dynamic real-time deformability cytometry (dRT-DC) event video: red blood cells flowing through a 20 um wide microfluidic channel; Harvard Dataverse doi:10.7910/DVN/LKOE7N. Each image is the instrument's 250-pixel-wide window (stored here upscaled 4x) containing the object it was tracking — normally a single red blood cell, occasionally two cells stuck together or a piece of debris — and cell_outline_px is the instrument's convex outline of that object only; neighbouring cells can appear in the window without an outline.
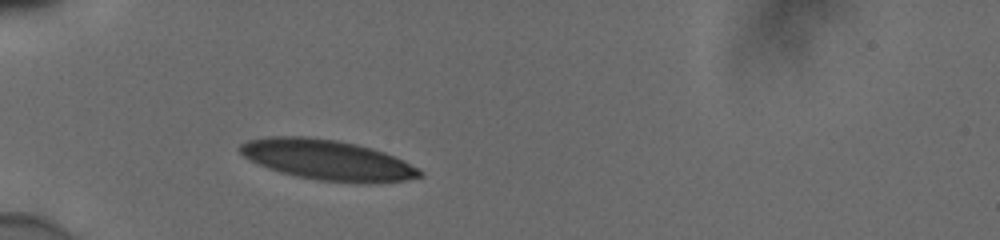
{"species": "human", "species_latin": "Homo sapiens", "temperature_condition": "cold", "stored_images_in_passage": 31, "camera_frame_rate_fps": 3000, "um_per_image_px": 0.085, "donor": {"sex": "male"}, "frame": {"image": 1, "passage_image": 1, "time_ms": 0.0, "image_size_px": [1000, 240], "cell_outline_px": [[424, 176], [408, 180], [380, 184], [356, 184], [320, 180], [296, 176], [280, 172], [268, 168], [244, 156], [240, 152], [240, 144], [248, 140], [268, 136], [304, 136], [336, 140], [356, 144], [384, 152], [420, 168], [424, 172]], "centroid_in_image_um": [27.91, 13.62], "position_along_channel_um": 57.1, "area_um2": 42.48}}
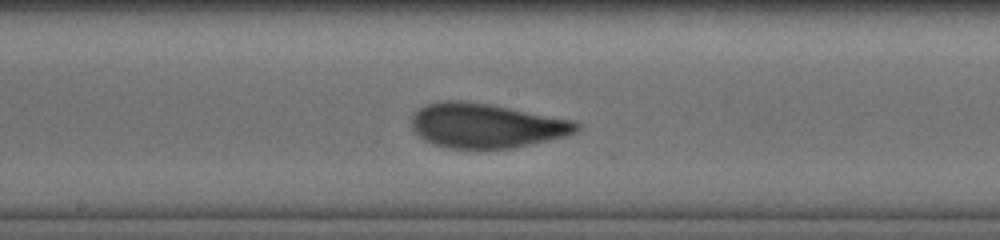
{"frame": {"image": 2, "passage_image": 14, "time_ms": 4.333, "image_size_px": [1000, 240], "cell_outline_px": [[580, 128], [576, 132], [568, 136], [532, 144], [508, 148], [448, 148], [424, 140], [412, 128], [412, 116], [420, 108], [436, 100], [460, 100], [488, 104], [576, 120], [580, 124]], "centroid_in_image_um": [41.37, 10.67], "position_along_channel_um": 206.8, "area_um2": 42.77}}
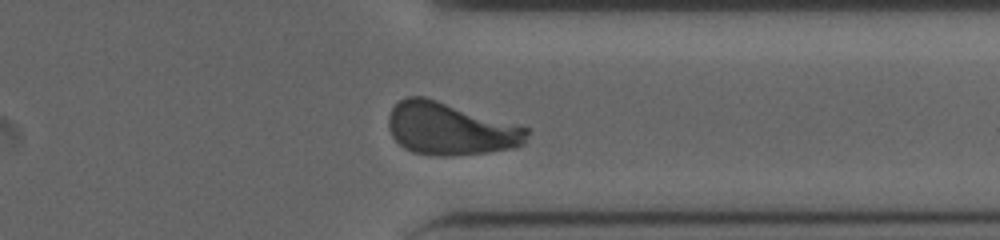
{"frame": {"image": 3, "passage_image": 27, "time_ms": 8.667, "image_size_px": [1000, 240], "cell_outline_px": [[528, 136], [524, 144], [512, 148], [488, 152], [452, 156], [436, 156], [412, 152], [404, 148], [392, 136], [388, 128], [388, 116], [392, 108], [400, 100], [408, 96], [424, 96], [528, 128]], "centroid_in_image_um": [38.24, 10.96], "position_along_channel_um": 373.2, "area_um2": 42.14}, "authors_computed_cell_mechanics": {"area_um2": 42.3674, "velocity_mm_per_s": 3.8385, "shape_relaxation_time_tau1_ms": 4.4573, "shape_relaxation_time_tau2_ms": null, "deformation_change_tau1": 0.1713, "deformation_change_tau2": null}}